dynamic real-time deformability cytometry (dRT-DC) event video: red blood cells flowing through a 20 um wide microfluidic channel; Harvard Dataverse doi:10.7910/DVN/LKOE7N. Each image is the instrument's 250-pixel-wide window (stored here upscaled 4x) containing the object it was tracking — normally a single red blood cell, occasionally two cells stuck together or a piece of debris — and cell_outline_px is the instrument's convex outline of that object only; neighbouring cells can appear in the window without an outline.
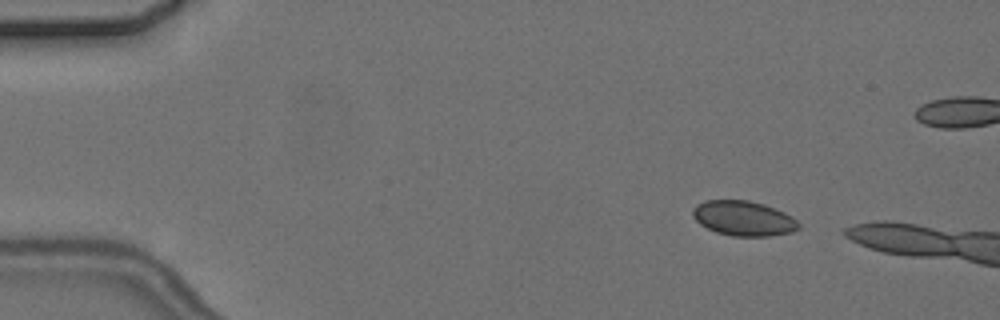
{"species": "common noctule bat (a hibernating species)", "species_latin": "Nyctalus noctula", "temperature_condition": "cold", "stored_images_in_passage": 4, "camera_frame_rate_fps": 3000, "um_per_image_px": 0.085, "animal": {"sex": "female", "body_mass_g": 24.6, "forearm_length_mm": 56.2}, "frame": {"image": 1, "passage_image": 1, "time_ms": 0.0, "image_size_px": [1000, 320], "cell_outline_px": [[800, 228], [792, 232], [768, 236], [732, 236], [716, 232], [700, 224], [692, 216], [692, 208], [696, 204], [704, 200], [748, 200], [764, 204], [784, 212], [792, 216], [800, 224]], "centroid_in_image_um": [63.19, 18.55], "position_along_channel_um": 21.8, "area_um2": 21.68}}